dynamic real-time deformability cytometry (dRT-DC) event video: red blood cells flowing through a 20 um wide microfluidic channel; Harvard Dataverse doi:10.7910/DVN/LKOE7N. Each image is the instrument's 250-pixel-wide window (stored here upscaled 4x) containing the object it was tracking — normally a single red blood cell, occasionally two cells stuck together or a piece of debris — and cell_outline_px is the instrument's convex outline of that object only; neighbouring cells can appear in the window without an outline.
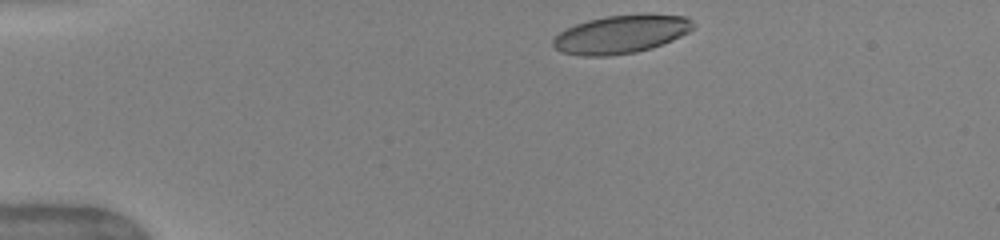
{"species": "human", "species_latin": "Homo sapiens", "temperature_condition": "warm", "stored_images_in_passage": 41, "camera_frame_rate_fps": 3000, "um_per_image_px": 0.085, "donor": {"sex": "female"}, "frame": {"image": 1, "passage_image": 1, "time_ms": 0.0, "image_size_px": [1000, 240], "cell_outline_px": [[696, 28], [672, 40], [652, 48], [636, 52], [608, 56], [580, 56], [560, 52], [552, 44], [552, 40], [560, 32], [576, 24], [588, 20], [604, 16], [644, 12], [648, 12], [684, 16], [692, 20]], "centroid_in_image_um": [52.83, 2.88], "position_along_channel_um": 32.2, "area_um2": 31.79}}
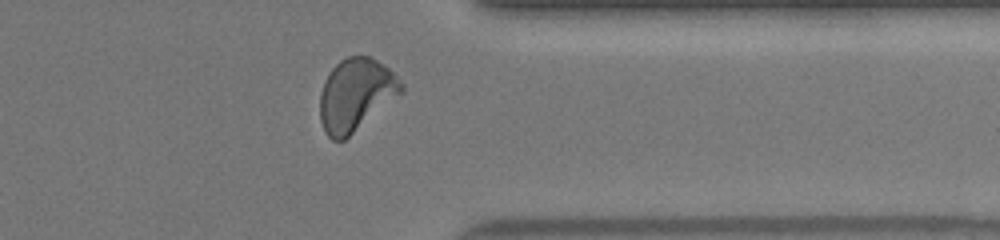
{"frame": {"image": 2, "passage_image": 32, "time_ms": 10.333, "image_size_px": [1000, 240], "cell_outline_px": [[404, 92], [344, 140], [332, 140], [324, 132], [320, 120], [320, 92], [324, 80], [332, 68], [340, 60], [348, 56], [372, 56], [388, 68], [404, 84]], "centroid_in_image_um": [30.24, 8.05], "position_along_channel_um": 381.2, "area_um2": 34.45}}
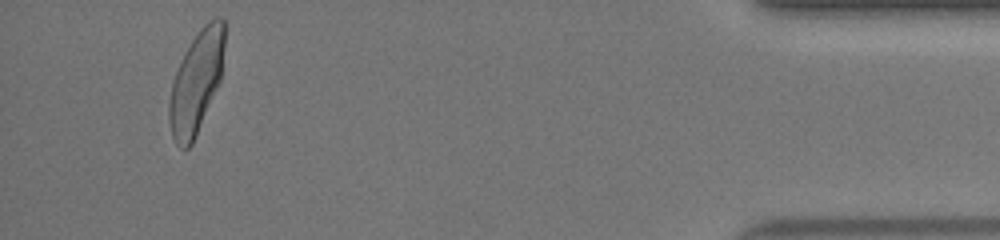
{"frame": {"image": 3, "passage_image": 39, "time_ms": 12.667, "image_size_px": [1000, 240], "cell_outline_px": [[224, 48], [220, 80], [196, 136], [192, 144], [188, 148], [180, 148], [176, 144], [172, 136], [168, 120], [168, 104], [172, 84], [180, 60], [184, 52], [200, 28], [208, 20], [216, 16], [220, 16], [224, 20]], "centroid_in_image_um": [16.67, 6.97], "position_along_channel_um": 418.5, "area_um2": 32.83}, "authors_computed_cell_mechanics": {"area_um2": 33.2928, "velocity_mm_per_s": 4.0171, "shape_relaxation_time_tau1_ms": 4.1341, "shape_relaxation_time_tau2_ms": 0.6901, "deformation_change_tau1": 0.1693, "deformation_change_tau2": 0.0548}}